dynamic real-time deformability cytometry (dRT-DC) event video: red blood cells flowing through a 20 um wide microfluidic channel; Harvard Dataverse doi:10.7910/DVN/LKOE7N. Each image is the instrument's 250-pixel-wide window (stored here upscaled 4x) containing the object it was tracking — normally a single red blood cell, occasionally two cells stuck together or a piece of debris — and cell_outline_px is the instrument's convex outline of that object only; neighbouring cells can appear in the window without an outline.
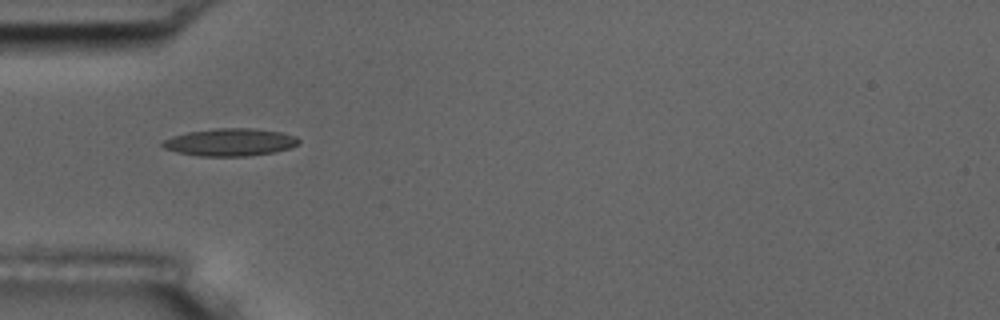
{"species": "common noctule bat (a hibernating species)", "species_latin": "Nyctalus noctula", "temperature_condition": "room temperature", "stored_images_in_passage": 3, "camera_frame_rate_fps": 3000, "um_per_image_px": 0.085, "animal": {"sex": "male", "body_mass_g": 17.5, "forearm_length_mm": 52.3}, "frame": {"image": 1, "passage_image": 1, "time_ms": 0.0, "image_size_px": [1000, 320], "cell_outline_px": [[300, 144], [288, 148], [272, 152], [248, 156], [196, 156], [176, 152], [164, 148], [160, 144], [160, 140], [172, 136], [188, 132], [216, 128], [252, 128], [280, 132], [296, 136], [300, 140]], "centroid_in_image_um": [19.51, 12.09], "position_along_channel_um": 65.5, "area_um2": 21.96}}